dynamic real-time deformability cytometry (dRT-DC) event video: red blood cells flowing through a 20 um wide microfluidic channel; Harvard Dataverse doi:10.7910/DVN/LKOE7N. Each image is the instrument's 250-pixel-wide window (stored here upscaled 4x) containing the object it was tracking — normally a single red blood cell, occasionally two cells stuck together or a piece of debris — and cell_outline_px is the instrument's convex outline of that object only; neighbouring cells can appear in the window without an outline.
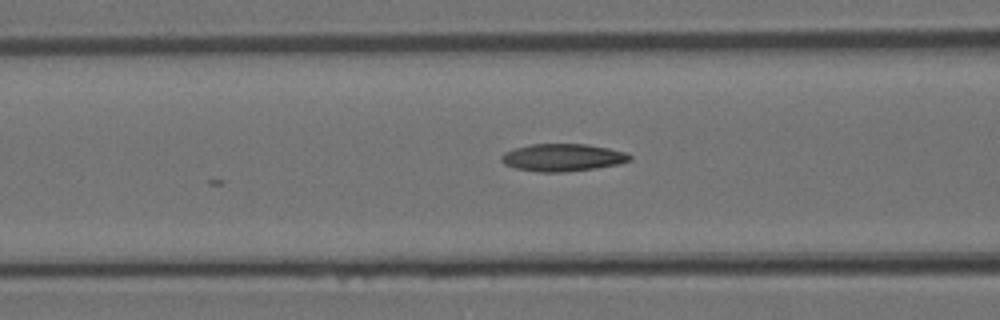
{"species": "Egyptian fruit bat (a non-hibernating species)", "species_latin": "Rousettus aegyptiacus", "temperature_condition": "room temperature", "stored_images_in_passage": 20, "camera_frame_rate_fps": 3000, "um_per_image_px": 0.085, "animal": {"sex": "female"}, "frame": {"image": 1, "passage_image": 14, "time_ms": 4.333, "image_size_px": [1000, 320], "cell_outline_px": [[632, 160], [620, 164], [596, 168], [564, 172], [536, 172], [516, 168], [504, 164], [500, 160], [500, 156], [504, 152], [528, 144], [588, 144], [628, 152], [632, 156]], "centroid_in_image_um": [47.85, 13.39], "position_along_channel_um": 118.8, "area_um2": 20.81}}
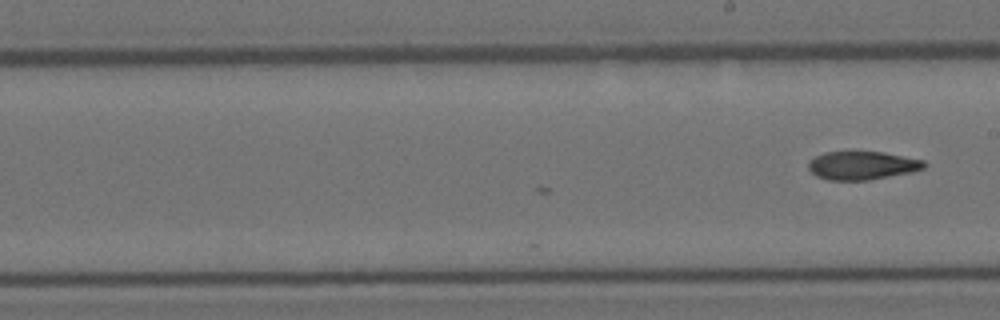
{"frame": {"image": 2, "passage_image": 20, "time_ms": 6.333, "image_size_px": [1000, 320], "cell_outline_px": [[928, 164], [924, 168], [912, 172], [868, 180], [828, 180], [816, 176], [808, 168], [808, 164], [816, 156], [824, 152], [884, 152], [924, 160]], "centroid_in_image_um": [73.32, 14.07], "position_along_channel_um": 215.7, "area_um2": 19.07}}